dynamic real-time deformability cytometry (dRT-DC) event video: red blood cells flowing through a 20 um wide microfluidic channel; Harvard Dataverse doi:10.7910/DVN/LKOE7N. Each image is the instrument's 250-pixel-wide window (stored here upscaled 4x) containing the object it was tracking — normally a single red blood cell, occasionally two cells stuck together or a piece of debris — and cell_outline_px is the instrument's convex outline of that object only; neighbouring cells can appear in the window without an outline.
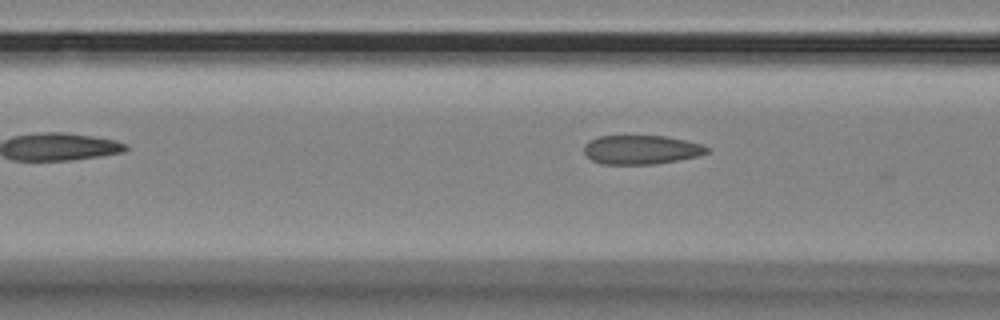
{"species": "Egyptian fruit bat (a non-hibernating species)", "species_latin": "Rousettus aegyptiacus", "temperature_condition": "room temperature", "stored_images_in_passage": 5, "camera_frame_rate_fps": 3000, "um_per_image_px": 0.085, "animal": {"sex": "female"}, "frame": {"image": 1, "passage_image": 5, "time_ms": 5.0, "image_size_px": [1000, 320], "cell_outline_px": [[708, 152], [696, 156], [656, 164], [600, 164], [592, 160], [584, 152], [584, 144], [588, 140], [600, 136], [664, 136], [684, 140], [700, 144], [708, 148]], "centroid_in_image_um": [54.44, 12.72], "position_along_channel_um": 112.2, "area_um2": 20.58}}